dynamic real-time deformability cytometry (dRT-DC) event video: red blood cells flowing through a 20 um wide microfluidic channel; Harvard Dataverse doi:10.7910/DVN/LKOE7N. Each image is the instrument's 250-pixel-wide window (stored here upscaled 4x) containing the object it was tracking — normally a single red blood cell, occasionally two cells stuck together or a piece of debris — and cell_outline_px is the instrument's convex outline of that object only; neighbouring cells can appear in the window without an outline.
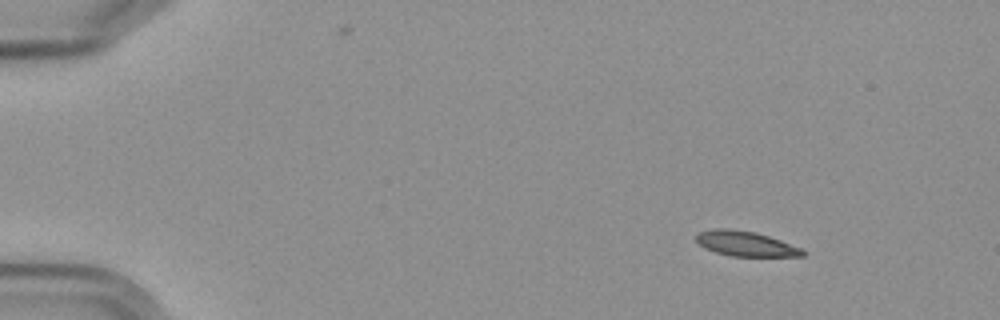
{"species": "Egyptian fruit bat (a non-hibernating species)", "species_latin": "Rousettus aegyptiacus", "temperature_condition": "cold", "stored_images_in_passage": 5, "camera_frame_rate_fps": 3000, "um_per_image_px": 0.085, "frame": {"image": 1, "passage_image": 2, "time_ms": 1.0, "image_size_px": [1000, 320], "cell_outline_px": [[804, 256], [732, 256], [716, 252], [704, 248], [696, 240], [696, 232], [716, 228], [728, 228], [756, 232], [804, 248]], "centroid_in_image_um": [63.37, 20.7], "position_along_channel_um": 21.6, "area_um2": 15.55}}
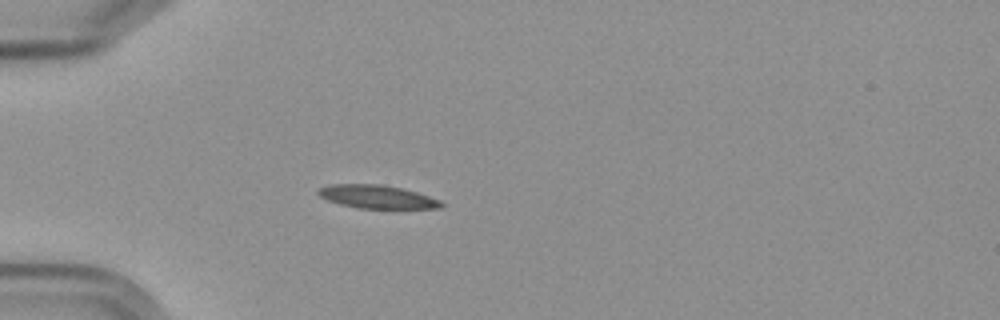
{"frame": {"image": 2, "passage_image": 5, "time_ms": 4.333, "image_size_px": [1000, 320], "cell_outline_px": [[444, 204], [440, 208], [360, 208], [340, 204], [328, 200], [320, 196], [316, 192], [320, 188], [332, 184], [380, 184], [400, 188], [416, 192], [440, 200]], "centroid_in_image_um": [32.04, 16.72], "position_along_channel_um": 53.0, "area_um2": 16.42}}